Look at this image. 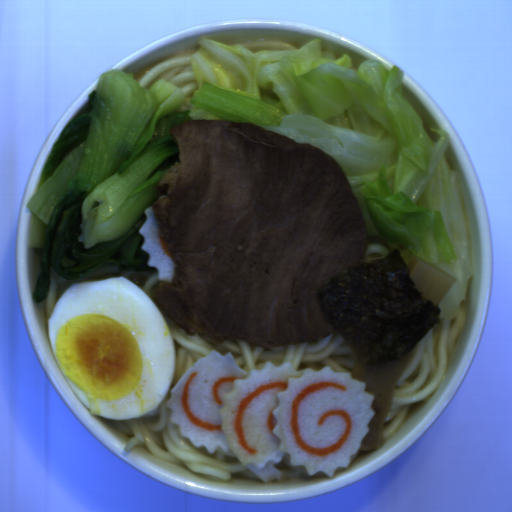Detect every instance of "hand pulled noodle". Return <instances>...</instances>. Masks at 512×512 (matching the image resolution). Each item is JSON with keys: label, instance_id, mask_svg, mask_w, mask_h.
<instances>
[{"label": "hand pulled noodle", "instance_id": "8796e031", "mask_svg": "<svg viewBox=\"0 0 512 512\" xmlns=\"http://www.w3.org/2000/svg\"><path fill=\"white\" fill-rule=\"evenodd\" d=\"M227 45L234 47L237 44L249 49L253 54H256L258 51H288V50H297L300 48L295 47L294 45L283 41L281 39L274 38H258V39H248V40H239L232 42H224Z\"/></svg>", "mask_w": 512, "mask_h": 512}, {"label": "hand pulled noodle", "instance_id": "14784b9a", "mask_svg": "<svg viewBox=\"0 0 512 512\" xmlns=\"http://www.w3.org/2000/svg\"><path fill=\"white\" fill-rule=\"evenodd\" d=\"M170 391L161 405L149 414L135 419H112L118 431L130 437L124 447L125 453L133 448L145 447L153 456L195 475L218 482H230L232 474H240L250 480L264 484L281 482L283 479H301L307 473L304 466L292 467L290 455L281 463H269L262 470L251 464L242 465L232 450L224 452L220 447L214 454L206 448H195L188 438H182L177 425L169 422L171 410L166 406Z\"/></svg>", "mask_w": 512, "mask_h": 512}, {"label": "hand pulled noodle", "instance_id": "772679e5", "mask_svg": "<svg viewBox=\"0 0 512 512\" xmlns=\"http://www.w3.org/2000/svg\"><path fill=\"white\" fill-rule=\"evenodd\" d=\"M166 319L174 337L177 353L176 373L171 389L199 358L208 356L211 350H216L221 356L231 352L238 368L249 373L251 370H262L266 362H271L276 368H281L285 363H292L299 372L306 368L317 371L323 367H331L335 373L352 374L358 357L337 331L315 345L305 342L273 346V350H268L244 340L224 338L223 344H216L206 334L195 332V336H187L185 330L178 328L173 320L167 317Z\"/></svg>", "mask_w": 512, "mask_h": 512}, {"label": "hand pulled noodle", "instance_id": "2289bc40", "mask_svg": "<svg viewBox=\"0 0 512 512\" xmlns=\"http://www.w3.org/2000/svg\"><path fill=\"white\" fill-rule=\"evenodd\" d=\"M469 302H461L453 319L441 318L413 348L412 355L395 387L394 400L384 421L385 443L396 435L414 404L432 399L445 380L458 350Z\"/></svg>", "mask_w": 512, "mask_h": 512}, {"label": "hand pulled noodle", "instance_id": "6c469fb5", "mask_svg": "<svg viewBox=\"0 0 512 512\" xmlns=\"http://www.w3.org/2000/svg\"><path fill=\"white\" fill-rule=\"evenodd\" d=\"M390 252L391 251L387 247L381 244H367L364 263H368L377 258H385Z\"/></svg>", "mask_w": 512, "mask_h": 512}, {"label": "hand pulled noodle", "instance_id": "3b3798af", "mask_svg": "<svg viewBox=\"0 0 512 512\" xmlns=\"http://www.w3.org/2000/svg\"><path fill=\"white\" fill-rule=\"evenodd\" d=\"M358 454H359V450L357 451L356 454H353L352 457H351V461H350V464L353 463V461L358 457Z\"/></svg>", "mask_w": 512, "mask_h": 512}, {"label": "hand pulled noodle", "instance_id": "2babfb4a", "mask_svg": "<svg viewBox=\"0 0 512 512\" xmlns=\"http://www.w3.org/2000/svg\"><path fill=\"white\" fill-rule=\"evenodd\" d=\"M74 281L65 279L56 274L55 270L51 266L50 270V286L47 296L45 298V308H46V318L47 324L49 328V319H51L53 312L58 303V285L59 284H68Z\"/></svg>", "mask_w": 512, "mask_h": 512}, {"label": "hand pulled noodle", "instance_id": "bd1af8b7", "mask_svg": "<svg viewBox=\"0 0 512 512\" xmlns=\"http://www.w3.org/2000/svg\"><path fill=\"white\" fill-rule=\"evenodd\" d=\"M199 50V47L182 51L172 55L145 73L138 85L146 89L160 80H165L181 89L185 95V101L181 108L175 111L191 110L193 104L190 102L195 90H198L199 83L194 75L192 57Z\"/></svg>", "mask_w": 512, "mask_h": 512}, {"label": "hand pulled noodle", "instance_id": "7befea95", "mask_svg": "<svg viewBox=\"0 0 512 512\" xmlns=\"http://www.w3.org/2000/svg\"><path fill=\"white\" fill-rule=\"evenodd\" d=\"M159 281V270L155 272L144 284L143 290L152 297V289L154 285Z\"/></svg>", "mask_w": 512, "mask_h": 512}]
</instances>
